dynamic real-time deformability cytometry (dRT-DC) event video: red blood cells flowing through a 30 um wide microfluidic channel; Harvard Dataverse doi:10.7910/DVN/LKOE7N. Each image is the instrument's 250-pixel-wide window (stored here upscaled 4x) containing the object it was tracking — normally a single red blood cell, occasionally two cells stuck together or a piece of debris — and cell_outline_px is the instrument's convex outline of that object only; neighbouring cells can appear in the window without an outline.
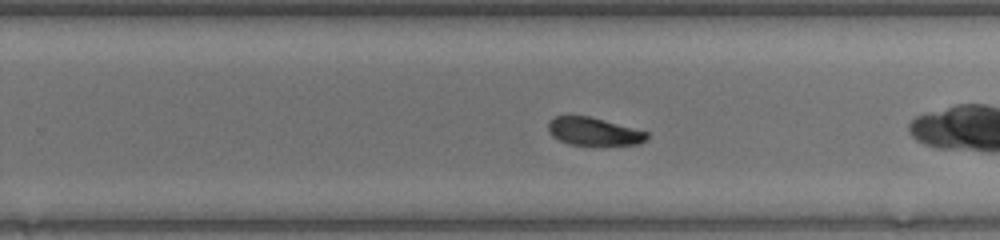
{"species": "common noctule bat (a hibernating species)", "species_latin": "Nyctalus noctula", "temperature_condition": "warm", "stored_images_in_passage": 40, "camera_frame_rate_fps": 3000, "um_per_image_px": 0.085, "animal": {"sex": "female", "body_mass_g": 17.0, "forearm_length_mm": 48.0}, "frame": {"image": 1, "passage_image": 22, "time_ms": 7.0, "image_size_px": [1000, 240], "cell_outline_px": [[648, 140], [640, 144], [568, 144], [552, 136], [548, 132], [548, 120], [556, 116], [588, 116], [648, 132]], "centroid_in_image_um": [50.45, 11.17], "position_along_channel_um": 279.4, "area_um2": 15.78}}
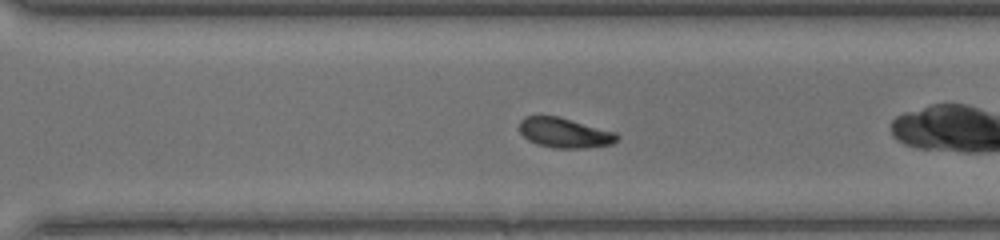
{"frame": {"image": 2, "passage_image": 25, "time_ms": 8.0, "image_size_px": [1000, 240], "cell_outline_px": [[620, 136], [612, 144], [588, 148], [552, 148], [536, 144], [528, 140], [520, 132], [520, 120], [524, 116], [556, 116], [616, 132]], "centroid_in_image_um": [47.98, 11.3], "position_along_channel_um": 322.6, "area_um2": 16.99}, "authors_computed_cell_mechanics": {"area_um2": 17.5134, "velocity_mm_per_s": 4.3308, "shape_relaxation_time_tau1_ms": 3.6476, "shape_relaxation_time_tau2_ms": 3.9638, "deformation_change_tau1": 0.134, "deformation_change_tau2": 0.0913}}